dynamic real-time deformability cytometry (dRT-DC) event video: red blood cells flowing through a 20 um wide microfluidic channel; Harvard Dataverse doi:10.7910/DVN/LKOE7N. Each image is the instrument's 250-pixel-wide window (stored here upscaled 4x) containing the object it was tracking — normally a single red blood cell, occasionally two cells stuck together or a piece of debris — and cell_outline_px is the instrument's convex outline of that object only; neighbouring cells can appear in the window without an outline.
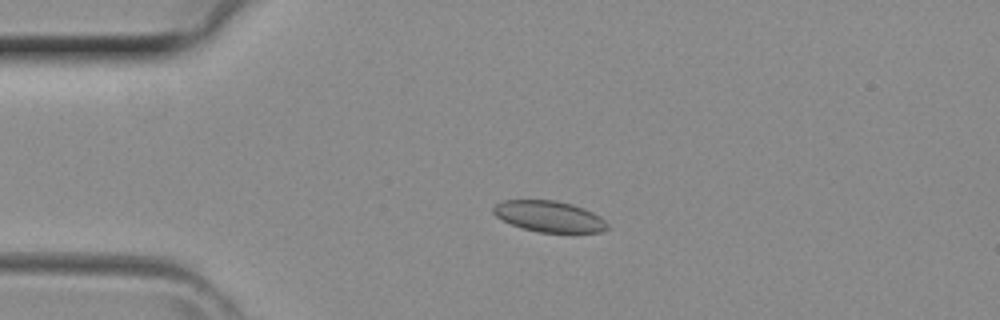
{"species": "common noctule bat (a hibernating species)", "species_latin": "Nyctalus noctula", "temperature_condition": "room temperature", "stored_images_in_passage": 41, "camera_frame_rate_fps": 3000, "um_per_image_px": 0.085, "animal": {"sex": "female", "body_mass_g": 29.2, "forearm_length_mm": 56.3}, "frame": {"image": 1, "passage_image": 9, "time_ms": 2.667, "image_size_px": [1000, 320], "cell_outline_px": [[608, 228], [600, 232], [540, 232], [524, 228], [512, 224], [496, 216], [492, 212], [492, 208], [496, 204], [504, 200], [556, 200], [572, 204], [584, 208], [600, 216], [608, 224]], "centroid_in_image_um": [46.68, 18.38], "position_along_channel_um": 38.3, "area_um2": 20.46}}
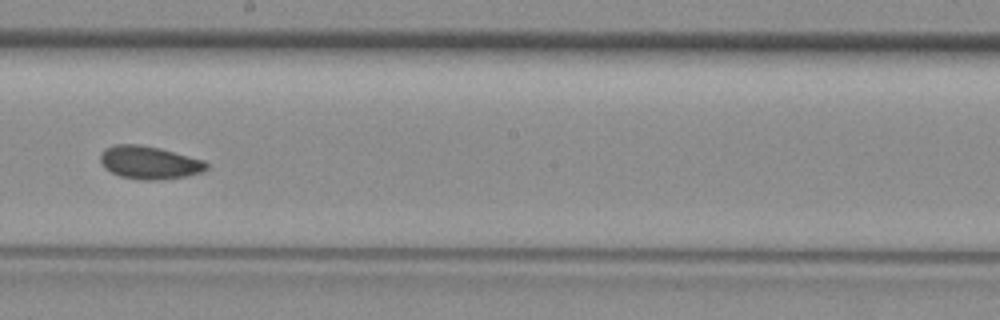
{"frame": {"image": 2, "passage_image": 23, "time_ms": 7.333, "image_size_px": [1000, 320], "cell_outline_px": [[208, 168], [200, 172], [188, 176], [156, 180], [140, 180], [120, 176], [104, 168], [100, 160], [100, 156], [104, 148], [116, 144], [140, 144], [160, 148], [204, 160], [208, 164]], "centroid_in_image_um": [12.68, 13.81], "position_along_channel_um": 235.5, "area_um2": 20.46}}
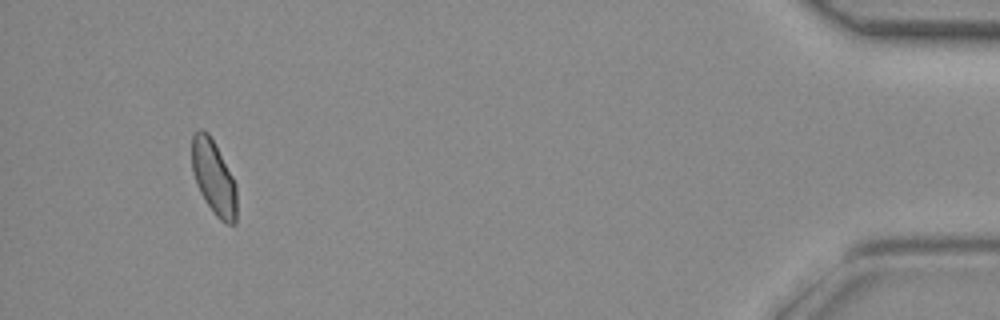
{"frame": {"image": 3, "passage_image": 39, "time_ms": 12.667, "image_size_px": [1000, 320], "cell_outline_px": [[236, 224], [224, 224], [216, 216], [200, 192], [196, 184], [192, 168], [192, 136], [200, 128], [208, 132], [232, 176], [236, 184]], "centroid_in_image_um": [18.16, 15.11], "position_along_channel_um": 417.0, "area_um2": 19.19}}